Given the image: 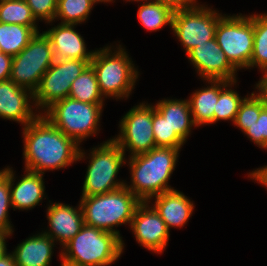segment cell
Wrapping results in <instances>:
<instances>
[{
  "label": "cell",
  "instance_id": "33",
  "mask_svg": "<svg viewBox=\"0 0 267 266\" xmlns=\"http://www.w3.org/2000/svg\"><path fill=\"white\" fill-rule=\"evenodd\" d=\"M245 135L257 147L267 150V106L265 105L260 110V116L256 123L250 126L245 132Z\"/></svg>",
  "mask_w": 267,
  "mask_h": 266
},
{
  "label": "cell",
  "instance_id": "12",
  "mask_svg": "<svg viewBox=\"0 0 267 266\" xmlns=\"http://www.w3.org/2000/svg\"><path fill=\"white\" fill-rule=\"evenodd\" d=\"M119 133L112 139L128 157L149 152L156 147L153 134L152 104L145 101L133 106L119 121Z\"/></svg>",
  "mask_w": 267,
  "mask_h": 266
},
{
  "label": "cell",
  "instance_id": "25",
  "mask_svg": "<svg viewBox=\"0 0 267 266\" xmlns=\"http://www.w3.org/2000/svg\"><path fill=\"white\" fill-rule=\"evenodd\" d=\"M69 98L91 104H105L106 99L100 92L94 68L90 64L72 82Z\"/></svg>",
  "mask_w": 267,
  "mask_h": 266
},
{
  "label": "cell",
  "instance_id": "15",
  "mask_svg": "<svg viewBox=\"0 0 267 266\" xmlns=\"http://www.w3.org/2000/svg\"><path fill=\"white\" fill-rule=\"evenodd\" d=\"M37 112L30 90L17 86L10 79L0 82V118L25 127L40 115Z\"/></svg>",
  "mask_w": 267,
  "mask_h": 266
},
{
  "label": "cell",
  "instance_id": "24",
  "mask_svg": "<svg viewBox=\"0 0 267 266\" xmlns=\"http://www.w3.org/2000/svg\"><path fill=\"white\" fill-rule=\"evenodd\" d=\"M36 32L29 26L0 22V46L4 54L12 57L19 54Z\"/></svg>",
  "mask_w": 267,
  "mask_h": 266
},
{
  "label": "cell",
  "instance_id": "27",
  "mask_svg": "<svg viewBox=\"0 0 267 266\" xmlns=\"http://www.w3.org/2000/svg\"><path fill=\"white\" fill-rule=\"evenodd\" d=\"M104 3L103 0H57L54 22L62 24H82L87 21L94 5Z\"/></svg>",
  "mask_w": 267,
  "mask_h": 266
},
{
  "label": "cell",
  "instance_id": "42",
  "mask_svg": "<svg viewBox=\"0 0 267 266\" xmlns=\"http://www.w3.org/2000/svg\"><path fill=\"white\" fill-rule=\"evenodd\" d=\"M61 266H72V265L65 264V263L61 262Z\"/></svg>",
  "mask_w": 267,
  "mask_h": 266
},
{
  "label": "cell",
  "instance_id": "39",
  "mask_svg": "<svg viewBox=\"0 0 267 266\" xmlns=\"http://www.w3.org/2000/svg\"><path fill=\"white\" fill-rule=\"evenodd\" d=\"M13 232L0 231V258L6 256L9 252L7 251L6 239L12 236Z\"/></svg>",
  "mask_w": 267,
  "mask_h": 266
},
{
  "label": "cell",
  "instance_id": "23",
  "mask_svg": "<svg viewBox=\"0 0 267 266\" xmlns=\"http://www.w3.org/2000/svg\"><path fill=\"white\" fill-rule=\"evenodd\" d=\"M134 2H143L138 7L137 17L144 29L156 32L166 25L172 28L174 11L170 7L151 0H136Z\"/></svg>",
  "mask_w": 267,
  "mask_h": 266
},
{
  "label": "cell",
  "instance_id": "16",
  "mask_svg": "<svg viewBox=\"0 0 267 266\" xmlns=\"http://www.w3.org/2000/svg\"><path fill=\"white\" fill-rule=\"evenodd\" d=\"M49 204L46 209L49 227L42 232L51 237L56 244L59 243L62 248L84 225L82 208L80 203L75 206L76 208L61 202L52 203L50 200Z\"/></svg>",
  "mask_w": 267,
  "mask_h": 266
},
{
  "label": "cell",
  "instance_id": "7",
  "mask_svg": "<svg viewBox=\"0 0 267 266\" xmlns=\"http://www.w3.org/2000/svg\"><path fill=\"white\" fill-rule=\"evenodd\" d=\"M104 104H91L69 97L53 103L41 115L79 146L100 132Z\"/></svg>",
  "mask_w": 267,
  "mask_h": 266
},
{
  "label": "cell",
  "instance_id": "4",
  "mask_svg": "<svg viewBox=\"0 0 267 266\" xmlns=\"http://www.w3.org/2000/svg\"><path fill=\"white\" fill-rule=\"evenodd\" d=\"M116 45L96 49L90 65L94 68L100 92L105 99L127 100L140 72L125 47Z\"/></svg>",
  "mask_w": 267,
  "mask_h": 266
},
{
  "label": "cell",
  "instance_id": "14",
  "mask_svg": "<svg viewBox=\"0 0 267 266\" xmlns=\"http://www.w3.org/2000/svg\"><path fill=\"white\" fill-rule=\"evenodd\" d=\"M186 56L203 81L237 80L238 70L227 59L215 38L192 48Z\"/></svg>",
  "mask_w": 267,
  "mask_h": 266
},
{
  "label": "cell",
  "instance_id": "21",
  "mask_svg": "<svg viewBox=\"0 0 267 266\" xmlns=\"http://www.w3.org/2000/svg\"><path fill=\"white\" fill-rule=\"evenodd\" d=\"M155 109L166 119L171 131L186 143L193 130L197 126L192 119V113L188 99H162L153 104Z\"/></svg>",
  "mask_w": 267,
  "mask_h": 266
},
{
  "label": "cell",
  "instance_id": "29",
  "mask_svg": "<svg viewBox=\"0 0 267 266\" xmlns=\"http://www.w3.org/2000/svg\"><path fill=\"white\" fill-rule=\"evenodd\" d=\"M267 70V13H254V42L250 69Z\"/></svg>",
  "mask_w": 267,
  "mask_h": 266
},
{
  "label": "cell",
  "instance_id": "19",
  "mask_svg": "<svg viewBox=\"0 0 267 266\" xmlns=\"http://www.w3.org/2000/svg\"><path fill=\"white\" fill-rule=\"evenodd\" d=\"M148 202L158 212L169 231L172 227L183 228L194 213V201L176 189L154 196Z\"/></svg>",
  "mask_w": 267,
  "mask_h": 266
},
{
  "label": "cell",
  "instance_id": "1",
  "mask_svg": "<svg viewBox=\"0 0 267 266\" xmlns=\"http://www.w3.org/2000/svg\"><path fill=\"white\" fill-rule=\"evenodd\" d=\"M23 170L45 174L77 162L80 147L43 115L22 128Z\"/></svg>",
  "mask_w": 267,
  "mask_h": 266
},
{
  "label": "cell",
  "instance_id": "10",
  "mask_svg": "<svg viewBox=\"0 0 267 266\" xmlns=\"http://www.w3.org/2000/svg\"><path fill=\"white\" fill-rule=\"evenodd\" d=\"M217 11L198 1L189 8L174 11L171 29L186 54L215 38L218 20L224 15Z\"/></svg>",
  "mask_w": 267,
  "mask_h": 266
},
{
  "label": "cell",
  "instance_id": "40",
  "mask_svg": "<svg viewBox=\"0 0 267 266\" xmlns=\"http://www.w3.org/2000/svg\"><path fill=\"white\" fill-rule=\"evenodd\" d=\"M0 266H17L12 253H8L3 258H0Z\"/></svg>",
  "mask_w": 267,
  "mask_h": 266
},
{
  "label": "cell",
  "instance_id": "20",
  "mask_svg": "<svg viewBox=\"0 0 267 266\" xmlns=\"http://www.w3.org/2000/svg\"><path fill=\"white\" fill-rule=\"evenodd\" d=\"M55 243L48 235L38 232L20 242L11 253L17 266H50Z\"/></svg>",
  "mask_w": 267,
  "mask_h": 266
},
{
  "label": "cell",
  "instance_id": "26",
  "mask_svg": "<svg viewBox=\"0 0 267 266\" xmlns=\"http://www.w3.org/2000/svg\"><path fill=\"white\" fill-rule=\"evenodd\" d=\"M236 81L220 80V94L214 110V124L218 121H232L236 118L241 102L245 97L239 96V92L232 89L236 86Z\"/></svg>",
  "mask_w": 267,
  "mask_h": 266
},
{
  "label": "cell",
  "instance_id": "35",
  "mask_svg": "<svg viewBox=\"0 0 267 266\" xmlns=\"http://www.w3.org/2000/svg\"><path fill=\"white\" fill-rule=\"evenodd\" d=\"M12 56L0 53V82L8 80L11 73Z\"/></svg>",
  "mask_w": 267,
  "mask_h": 266
},
{
  "label": "cell",
  "instance_id": "34",
  "mask_svg": "<svg viewBox=\"0 0 267 266\" xmlns=\"http://www.w3.org/2000/svg\"><path fill=\"white\" fill-rule=\"evenodd\" d=\"M33 16L39 23L43 21L52 26L55 19L57 0H25ZM51 23V24H50Z\"/></svg>",
  "mask_w": 267,
  "mask_h": 266
},
{
  "label": "cell",
  "instance_id": "17",
  "mask_svg": "<svg viewBox=\"0 0 267 266\" xmlns=\"http://www.w3.org/2000/svg\"><path fill=\"white\" fill-rule=\"evenodd\" d=\"M77 24H62L44 31L51 41L56 60L78 59L91 61L95 50H88L83 36L75 30Z\"/></svg>",
  "mask_w": 267,
  "mask_h": 266
},
{
  "label": "cell",
  "instance_id": "3",
  "mask_svg": "<svg viewBox=\"0 0 267 266\" xmlns=\"http://www.w3.org/2000/svg\"><path fill=\"white\" fill-rule=\"evenodd\" d=\"M125 243L118 235L88 225L67 242L60 261L72 266H110L123 254Z\"/></svg>",
  "mask_w": 267,
  "mask_h": 266
},
{
  "label": "cell",
  "instance_id": "2",
  "mask_svg": "<svg viewBox=\"0 0 267 266\" xmlns=\"http://www.w3.org/2000/svg\"><path fill=\"white\" fill-rule=\"evenodd\" d=\"M181 149L155 147L149 152L128 157L126 163L130 171V185L125 184L141 202L174 188L169 180L176 168Z\"/></svg>",
  "mask_w": 267,
  "mask_h": 266
},
{
  "label": "cell",
  "instance_id": "31",
  "mask_svg": "<svg viewBox=\"0 0 267 266\" xmlns=\"http://www.w3.org/2000/svg\"><path fill=\"white\" fill-rule=\"evenodd\" d=\"M152 123L153 134L156 147H174L181 149L185 142L171 131L166 119L155 109L152 103Z\"/></svg>",
  "mask_w": 267,
  "mask_h": 266
},
{
  "label": "cell",
  "instance_id": "32",
  "mask_svg": "<svg viewBox=\"0 0 267 266\" xmlns=\"http://www.w3.org/2000/svg\"><path fill=\"white\" fill-rule=\"evenodd\" d=\"M12 208L9 184V166L0 170V231L14 232L13 224L9 219V210Z\"/></svg>",
  "mask_w": 267,
  "mask_h": 266
},
{
  "label": "cell",
  "instance_id": "36",
  "mask_svg": "<svg viewBox=\"0 0 267 266\" xmlns=\"http://www.w3.org/2000/svg\"><path fill=\"white\" fill-rule=\"evenodd\" d=\"M170 7L173 11L193 6L197 0H151Z\"/></svg>",
  "mask_w": 267,
  "mask_h": 266
},
{
  "label": "cell",
  "instance_id": "11",
  "mask_svg": "<svg viewBox=\"0 0 267 266\" xmlns=\"http://www.w3.org/2000/svg\"><path fill=\"white\" fill-rule=\"evenodd\" d=\"M91 61L78 59L56 60L44 73L34 94V104L42 114L53 103L69 97L72 82L81 75Z\"/></svg>",
  "mask_w": 267,
  "mask_h": 266
},
{
  "label": "cell",
  "instance_id": "18",
  "mask_svg": "<svg viewBox=\"0 0 267 266\" xmlns=\"http://www.w3.org/2000/svg\"><path fill=\"white\" fill-rule=\"evenodd\" d=\"M13 167L9 166V184L12 210H32L46 199L44 174L25 170L21 179L16 180ZM44 197V198H43Z\"/></svg>",
  "mask_w": 267,
  "mask_h": 266
},
{
  "label": "cell",
  "instance_id": "22",
  "mask_svg": "<svg viewBox=\"0 0 267 266\" xmlns=\"http://www.w3.org/2000/svg\"><path fill=\"white\" fill-rule=\"evenodd\" d=\"M207 87L192 92L188 98L192 119L197 127L214 124V110L220 94V80H204Z\"/></svg>",
  "mask_w": 267,
  "mask_h": 266
},
{
  "label": "cell",
  "instance_id": "9",
  "mask_svg": "<svg viewBox=\"0 0 267 266\" xmlns=\"http://www.w3.org/2000/svg\"><path fill=\"white\" fill-rule=\"evenodd\" d=\"M54 61L50 39L44 31L42 33L37 32L29 44L12 58L9 79L17 86L34 93L39 87L42 76Z\"/></svg>",
  "mask_w": 267,
  "mask_h": 266
},
{
  "label": "cell",
  "instance_id": "30",
  "mask_svg": "<svg viewBox=\"0 0 267 266\" xmlns=\"http://www.w3.org/2000/svg\"><path fill=\"white\" fill-rule=\"evenodd\" d=\"M265 105L256 92H251V95L247 94L240 104L233 124L244 133L250 126L256 123L260 116V110Z\"/></svg>",
  "mask_w": 267,
  "mask_h": 266
},
{
  "label": "cell",
  "instance_id": "8",
  "mask_svg": "<svg viewBox=\"0 0 267 266\" xmlns=\"http://www.w3.org/2000/svg\"><path fill=\"white\" fill-rule=\"evenodd\" d=\"M215 39L238 71L250 70L254 42V14H224L218 20Z\"/></svg>",
  "mask_w": 267,
  "mask_h": 266
},
{
  "label": "cell",
  "instance_id": "13",
  "mask_svg": "<svg viewBox=\"0 0 267 266\" xmlns=\"http://www.w3.org/2000/svg\"><path fill=\"white\" fill-rule=\"evenodd\" d=\"M129 228L139 246L155 254L165 251L170 231L149 202H141L137 206Z\"/></svg>",
  "mask_w": 267,
  "mask_h": 266
},
{
  "label": "cell",
  "instance_id": "5",
  "mask_svg": "<svg viewBox=\"0 0 267 266\" xmlns=\"http://www.w3.org/2000/svg\"><path fill=\"white\" fill-rule=\"evenodd\" d=\"M84 224L108 231L123 238L115 229L124 224L130 227L137 206L141 201L123 186L101 195L80 197Z\"/></svg>",
  "mask_w": 267,
  "mask_h": 266
},
{
  "label": "cell",
  "instance_id": "28",
  "mask_svg": "<svg viewBox=\"0 0 267 266\" xmlns=\"http://www.w3.org/2000/svg\"><path fill=\"white\" fill-rule=\"evenodd\" d=\"M0 22L20 24L31 27L36 33L40 32L38 21L33 16L25 0H9L0 2Z\"/></svg>",
  "mask_w": 267,
  "mask_h": 266
},
{
  "label": "cell",
  "instance_id": "37",
  "mask_svg": "<svg viewBox=\"0 0 267 266\" xmlns=\"http://www.w3.org/2000/svg\"><path fill=\"white\" fill-rule=\"evenodd\" d=\"M249 177L258 184H262L263 186L267 187V165L255 170L253 169L248 173V178Z\"/></svg>",
  "mask_w": 267,
  "mask_h": 266
},
{
  "label": "cell",
  "instance_id": "41",
  "mask_svg": "<svg viewBox=\"0 0 267 266\" xmlns=\"http://www.w3.org/2000/svg\"><path fill=\"white\" fill-rule=\"evenodd\" d=\"M124 1V0H123ZM132 2V1H136V0H125V2ZM113 3V2H115L114 0H106L104 3Z\"/></svg>",
  "mask_w": 267,
  "mask_h": 266
},
{
  "label": "cell",
  "instance_id": "38",
  "mask_svg": "<svg viewBox=\"0 0 267 266\" xmlns=\"http://www.w3.org/2000/svg\"><path fill=\"white\" fill-rule=\"evenodd\" d=\"M262 74L258 83L255 84V89H257L255 92L267 106V70L262 71Z\"/></svg>",
  "mask_w": 267,
  "mask_h": 266
},
{
  "label": "cell",
  "instance_id": "6",
  "mask_svg": "<svg viewBox=\"0 0 267 266\" xmlns=\"http://www.w3.org/2000/svg\"><path fill=\"white\" fill-rule=\"evenodd\" d=\"M89 152L87 156L80 148L78 154L77 161L89 159L81 197L101 195L125 186L126 180H118L117 175L127 158L112 138L90 148Z\"/></svg>",
  "mask_w": 267,
  "mask_h": 266
}]
</instances>
